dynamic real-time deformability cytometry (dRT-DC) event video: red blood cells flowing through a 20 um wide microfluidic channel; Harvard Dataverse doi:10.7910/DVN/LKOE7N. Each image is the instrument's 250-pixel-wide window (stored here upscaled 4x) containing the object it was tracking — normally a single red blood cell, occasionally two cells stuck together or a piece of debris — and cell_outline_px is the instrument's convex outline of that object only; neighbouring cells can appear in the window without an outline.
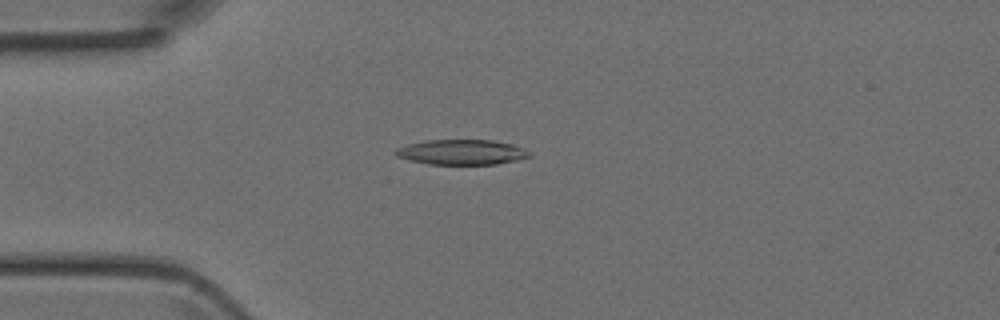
{"species": "Egyptian fruit bat (a non-hibernating species)", "species_latin": "Rousettus aegyptiacus", "temperature_condition": "room temperature", "stored_images_in_passage": 47, "camera_frame_rate_fps": 3000, "um_per_image_px": 0.085, "animal": {"sex": "female"}, "frame": {"image": 1, "passage_image": 12, "time_ms": 3.667, "image_size_px": [1000, 320], "cell_outline_px": [[532, 156], [516, 160], [496, 164], [428, 164], [396, 156], [392, 152], [396, 148], [408, 144], [428, 140], [492, 140], [512, 144], [524, 148], [532, 152]], "centroid_in_image_um": [39.26, 12.93], "position_along_channel_um": 45.7, "area_um2": 19.59}}
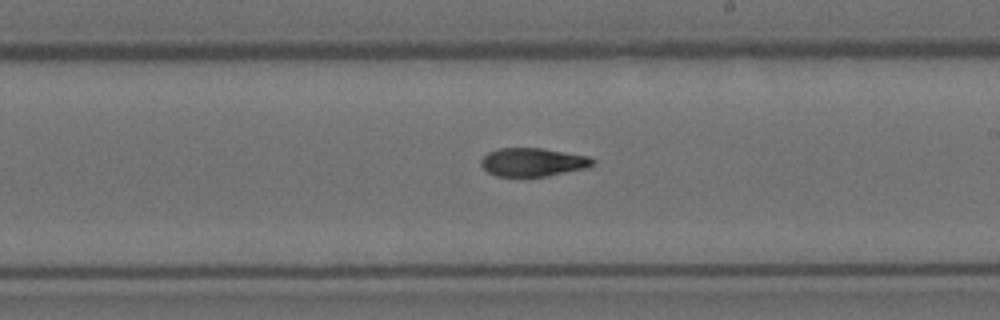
{"frame": {"image": 2, "passage_image": 27, "time_ms": 8.667, "image_size_px": [1000, 320], "cell_outline_px": [[596, 164], [588, 168], [548, 176], [496, 176], [488, 172], [480, 164], [480, 160], [488, 152], [500, 148], [540, 148], [588, 156], [596, 160]], "centroid_in_image_um": [45.33, 13.79], "position_along_channel_um": 243.7, "area_um2": 18.55}}
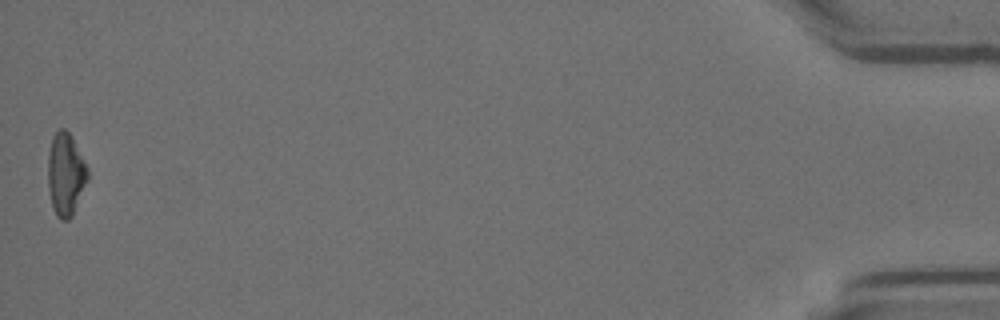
{"frame": {"image": 3, "passage_image": 47, "time_ms": 15.333, "image_size_px": [1000, 320], "cell_outline_px": [[88, 180], [72, 216], [68, 220], [60, 220], [56, 216], [52, 208], [48, 184], [48, 156], [52, 136], [60, 128], [64, 128], [72, 136], [88, 168]], "centroid_in_image_um": [5.58, 14.82], "position_along_channel_um": 429.6, "area_um2": 19.25}}